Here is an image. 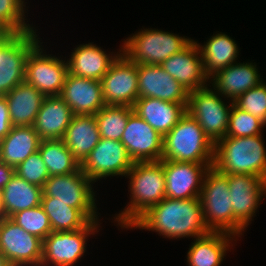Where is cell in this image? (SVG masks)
<instances>
[{
    "instance_id": "obj_1",
    "label": "cell",
    "mask_w": 266,
    "mask_h": 266,
    "mask_svg": "<svg viewBox=\"0 0 266 266\" xmlns=\"http://www.w3.org/2000/svg\"><path fill=\"white\" fill-rule=\"evenodd\" d=\"M129 228L154 231L168 239H195L212 232L206 225L200 198L177 200L166 197Z\"/></svg>"
},
{
    "instance_id": "obj_2",
    "label": "cell",
    "mask_w": 266,
    "mask_h": 266,
    "mask_svg": "<svg viewBox=\"0 0 266 266\" xmlns=\"http://www.w3.org/2000/svg\"><path fill=\"white\" fill-rule=\"evenodd\" d=\"M129 178L130 202L115 216L117 226L129 227L149 208L161 202L165 196L164 160L134 162L127 172Z\"/></svg>"
},
{
    "instance_id": "obj_3",
    "label": "cell",
    "mask_w": 266,
    "mask_h": 266,
    "mask_svg": "<svg viewBox=\"0 0 266 266\" xmlns=\"http://www.w3.org/2000/svg\"><path fill=\"white\" fill-rule=\"evenodd\" d=\"M262 134L225 136L214 146L213 167L222 174H247L266 181V148Z\"/></svg>"
},
{
    "instance_id": "obj_4",
    "label": "cell",
    "mask_w": 266,
    "mask_h": 266,
    "mask_svg": "<svg viewBox=\"0 0 266 266\" xmlns=\"http://www.w3.org/2000/svg\"><path fill=\"white\" fill-rule=\"evenodd\" d=\"M214 146L199 123L186 112L163 137L162 160L213 163Z\"/></svg>"
},
{
    "instance_id": "obj_5",
    "label": "cell",
    "mask_w": 266,
    "mask_h": 266,
    "mask_svg": "<svg viewBox=\"0 0 266 266\" xmlns=\"http://www.w3.org/2000/svg\"><path fill=\"white\" fill-rule=\"evenodd\" d=\"M194 39L158 29L146 28L130 35L121 45L122 53L132 62L161 65L170 56L185 49Z\"/></svg>"
},
{
    "instance_id": "obj_6",
    "label": "cell",
    "mask_w": 266,
    "mask_h": 266,
    "mask_svg": "<svg viewBox=\"0 0 266 266\" xmlns=\"http://www.w3.org/2000/svg\"><path fill=\"white\" fill-rule=\"evenodd\" d=\"M36 30L23 34L0 31V96L25 81L26 58L40 42Z\"/></svg>"
},
{
    "instance_id": "obj_7",
    "label": "cell",
    "mask_w": 266,
    "mask_h": 266,
    "mask_svg": "<svg viewBox=\"0 0 266 266\" xmlns=\"http://www.w3.org/2000/svg\"><path fill=\"white\" fill-rule=\"evenodd\" d=\"M92 184L80 168L74 173L49 177L42 188V197H55L77 208L89 221H100Z\"/></svg>"
},
{
    "instance_id": "obj_8",
    "label": "cell",
    "mask_w": 266,
    "mask_h": 266,
    "mask_svg": "<svg viewBox=\"0 0 266 266\" xmlns=\"http://www.w3.org/2000/svg\"><path fill=\"white\" fill-rule=\"evenodd\" d=\"M227 177L210 167L205 174L200 200L206 225L212 232L233 234V207Z\"/></svg>"
},
{
    "instance_id": "obj_9",
    "label": "cell",
    "mask_w": 266,
    "mask_h": 266,
    "mask_svg": "<svg viewBox=\"0 0 266 266\" xmlns=\"http://www.w3.org/2000/svg\"><path fill=\"white\" fill-rule=\"evenodd\" d=\"M214 90V91H213ZM221 95L212 88L202 87L189 92L186 112L189 113L215 144L226 136L229 113L233 101L227 105Z\"/></svg>"
},
{
    "instance_id": "obj_10",
    "label": "cell",
    "mask_w": 266,
    "mask_h": 266,
    "mask_svg": "<svg viewBox=\"0 0 266 266\" xmlns=\"http://www.w3.org/2000/svg\"><path fill=\"white\" fill-rule=\"evenodd\" d=\"M99 223L90 221L79 230L51 232L43 240L40 266H73L87 251V238L99 232Z\"/></svg>"
},
{
    "instance_id": "obj_11",
    "label": "cell",
    "mask_w": 266,
    "mask_h": 266,
    "mask_svg": "<svg viewBox=\"0 0 266 266\" xmlns=\"http://www.w3.org/2000/svg\"><path fill=\"white\" fill-rule=\"evenodd\" d=\"M228 179L233 207V235L242 236L261 204L266 181L247 174H224Z\"/></svg>"
},
{
    "instance_id": "obj_12",
    "label": "cell",
    "mask_w": 266,
    "mask_h": 266,
    "mask_svg": "<svg viewBox=\"0 0 266 266\" xmlns=\"http://www.w3.org/2000/svg\"><path fill=\"white\" fill-rule=\"evenodd\" d=\"M39 42L28 54L25 64V82L44 96H59L68 74L67 61L44 54Z\"/></svg>"
},
{
    "instance_id": "obj_13",
    "label": "cell",
    "mask_w": 266,
    "mask_h": 266,
    "mask_svg": "<svg viewBox=\"0 0 266 266\" xmlns=\"http://www.w3.org/2000/svg\"><path fill=\"white\" fill-rule=\"evenodd\" d=\"M43 240L9 217L0 220V252L11 266H40Z\"/></svg>"
},
{
    "instance_id": "obj_14",
    "label": "cell",
    "mask_w": 266,
    "mask_h": 266,
    "mask_svg": "<svg viewBox=\"0 0 266 266\" xmlns=\"http://www.w3.org/2000/svg\"><path fill=\"white\" fill-rule=\"evenodd\" d=\"M133 163L121 141L101 138L81 164V170L95 183L109 176L126 177Z\"/></svg>"
},
{
    "instance_id": "obj_15",
    "label": "cell",
    "mask_w": 266,
    "mask_h": 266,
    "mask_svg": "<svg viewBox=\"0 0 266 266\" xmlns=\"http://www.w3.org/2000/svg\"><path fill=\"white\" fill-rule=\"evenodd\" d=\"M101 83L106 105L132 107L138 99L137 63L121 53L102 77Z\"/></svg>"
},
{
    "instance_id": "obj_16",
    "label": "cell",
    "mask_w": 266,
    "mask_h": 266,
    "mask_svg": "<svg viewBox=\"0 0 266 266\" xmlns=\"http://www.w3.org/2000/svg\"><path fill=\"white\" fill-rule=\"evenodd\" d=\"M121 142L133 162L162 160L163 137L133 111L129 114Z\"/></svg>"
},
{
    "instance_id": "obj_17",
    "label": "cell",
    "mask_w": 266,
    "mask_h": 266,
    "mask_svg": "<svg viewBox=\"0 0 266 266\" xmlns=\"http://www.w3.org/2000/svg\"><path fill=\"white\" fill-rule=\"evenodd\" d=\"M213 163L164 160L165 196L171 199L200 198L203 180Z\"/></svg>"
},
{
    "instance_id": "obj_18",
    "label": "cell",
    "mask_w": 266,
    "mask_h": 266,
    "mask_svg": "<svg viewBox=\"0 0 266 266\" xmlns=\"http://www.w3.org/2000/svg\"><path fill=\"white\" fill-rule=\"evenodd\" d=\"M138 98L150 97L172 103H188L189 91L161 65L137 64Z\"/></svg>"
},
{
    "instance_id": "obj_19",
    "label": "cell",
    "mask_w": 266,
    "mask_h": 266,
    "mask_svg": "<svg viewBox=\"0 0 266 266\" xmlns=\"http://www.w3.org/2000/svg\"><path fill=\"white\" fill-rule=\"evenodd\" d=\"M161 66L189 92L209 86V77L204 71L200 49L195 40L166 59Z\"/></svg>"
},
{
    "instance_id": "obj_20",
    "label": "cell",
    "mask_w": 266,
    "mask_h": 266,
    "mask_svg": "<svg viewBox=\"0 0 266 266\" xmlns=\"http://www.w3.org/2000/svg\"><path fill=\"white\" fill-rule=\"evenodd\" d=\"M74 115H95L106 104L100 80L67 74L59 95Z\"/></svg>"
},
{
    "instance_id": "obj_21",
    "label": "cell",
    "mask_w": 266,
    "mask_h": 266,
    "mask_svg": "<svg viewBox=\"0 0 266 266\" xmlns=\"http://www.w3.org/2000/svg\"><path fill=\"white\" fill-rule=\"evenodd\" d=\"M259 72L255 62H235L212 75L209 78L210 87L222 98L234 102L243 93L264 81Z\"/></svg>"
},
{
    "instance_id": "obj_22",
    "label": "cell",
    "mask_w": 266,
    "mask_h": 266,
    "mask_svg": "<svg viewBox=\"0 0 266 266\" xmlns=\"http://www.w3.org/2000/svg\"><path fill=\"white\" fill-rule=\"evenodd\" d=\"M72 51L70 58L67 59L68 73L100 81L111 64L122 53V49H119L117 54H107L93 42L80 44Z\"/></svg>"
},
{
    "instance_id": "obj_23",
    "label": "cell",
    "mask_w": 266,
    "mask_h": 266,
    "mask_svg": "<svg viewBox=\"0 0 266 266\" xmlns=\"http://www.w3.org/2000/svg\"><path fill=\"white\" fill-rule=\"evenodd\" d=\"M188 103H172L156 98H138L132 106L133 112L146 121L164 137L186 113Z\"/></svg>"
},
{
    "instance_id": "obj_24",
    "label": "cell",
    "mask_w": 266,
    "mask_h": 266,
    "mask_svg": "<svg viewBox=\"0 0 266 266\" xmlns=\"http://www.w3.org/2000/svg\"><path fill=\"white\" fill-rule=\"evenodd\" d=\"M73 116L60 96H45L33 127L41 140L62 139Z\"/></svg>"
},
{
    "instance_id": "obj_25",
    "label": "cell",
    "mask_w": 266,
    "mask_h": 266,
    "mask_svg": "<svg viewBox=\"0 0 266 266\" xmlns=\"http://www.w3.org/2000/svg\"><path fill=\"white\" fill-rule=\"evenodd\" d=\"M237 239L226 232H211L195 238L187 252L188 266H220L227 255L226 251Z\"/></svg>"
},
{
    "instance_id": "obj_26",
    "label": "cell",
    "mask_w": 266,
    "mask_h": 266,
    "mask_svg": "<svg viewBox=\"0 0 266 266\" xmlns=\"http://www.w3.org/2000/svg\"><path fill=\"white\" fill-rule=\"evenodd\" d=\"M100 139L95 115H74L62 141L81 165Z\"/></svg>"
},
{
    "instance_id": "obj_27",
    "label": "cell",
    "mask_w": 266,
    "mask_h": 266,
    "mask_svg": "<svg viewBox=\"0 0 266 266\" xmlns=\"http://www.w3.org/2000/svg\"><path fill=\"white\" fill-rule=\"evenodd\" d=\"M4 97L7 100L13 126H33L45 96L25 81Z\"/></svg>"
},
{
    "instance_id": "obj_28",
    "label": "cell",
    "mask_w": 266,
    "mask_h": 266,
    "mask_svg": "<svg viewBox=\"0 0 266 266\" xmlns=\"http://www.w3.org/2000/svg\"><path fill=\"white\" fill-rule=\"evenodd\" d=\"M40 142L33 126H13L0 140V161L15 168L39 150Z\"/></svg>"
},
{
    "instance_id": "obj_29",
    "label": "cell",
    "mask_w": 266,
    "mask_h": 266,
    "mask_svg": "<svg viewBox=\"0 0 266 266\" xmlns=\"http://www.w3.org/2000/svg\"><path fill=\"white\" fill-rule=\"evenodd\" d=\"M206 75L210 78L217 71L237 62L239 48L234 39L226 33L213 34L204 45L196 41Z\"/></svg>"
},
{
    "instance_id": "obj_30",
    "label": "cell",
    "mask_w": 266,
    "mask_h": 266,
    "mask_svg": "<svg viewBox=\"0 0 266 266\" xmlns=\"http://www.w3.org/2000/svg\"><path fill=\"white\" fill-rule=\"evenodd\" d=\"M5 217L41 205L42 188L14 174L2 189Z\"/></svg>"
},
{
    "instance_id": "obj_31",
    "label": "cell",
    "mask_w": 266,
    "mask_h": 266,
    "mask_svg": "<svg viewBox=\"0 0 266 266\" xmlns=\"http://www.w3.org/2000/svg\"><path fill=\"white\" fill-rule=\"evenodd\" d=\"M39 152L47 167L49 177L74 173L81 168L62 139L41 140Z\"/></svg>"
},
{
    "instance_id": "obj_32",
    "label": "cell",
    "mask_w": 266,
    "mask_h": 266,
    "mask_svg": "<svg viewBox=\"0 0 266 266\" xmlns=\"http://www.w3.org/2000/svg\"><path fill=\"white\" fill-rule=\"evenodd\" d=\"M41 206L55 232L79 230L90 222L77 208L67 206L55 197H41Z\"/></svg>"
},
{
    "instance_id": "obj_33",
    "label": "cell",
    "mask_w": 266,
    "mask_h": 266,
    "mask_svg": "<svg viewBox=\"0 0 266 266\" xmlns=\"http://www.w3.org/2000/svg\"><path fill=\"white\" fill-rule=\"evenodd\" d=\"M132 111L129 106L105 105L101 108L95 114L101 138L121 141Z\"/></svg>"
},
{
    "instance_id": "obj_34",
    "label": "cell",
    "mask_w": 266,
    "mask_h": 266,
    "mask_svg": "<svg viewBox=\"0 0 266 266\" xmlns=\"http://www.w3.org/2000/svg\"><path fill=\"white\" fill-rule=\"evenodd\" d=\"M26 3L25 0H0V31L23 34L35 29L25 21Z\"/></svg>"
},
{
    "instance_id": "obj_35",
    "label": "cell",
    "mask_w": 266,
    "mask_h": 266,
    "mask_svg": "<svg viewBox=\"0 0 266 266\" xmlns=\"http://www.w3.org/2000/svg\"><path fill=\"white\" fill-rule=\"evenodd\" d=\"M9 218L28 233L42 240L53 232L50 220L41 205L19 211Z\"/></svg>"
},
{
    "instance_id": "obj_36",
    "label": "cell",
    "mask_w": 266,
    "mask_h": 266,
    "mask_svg": "<svg viewBox=\"0 0 266 266\" xmlns=\"http://www.w3.org/2000/svg\"><path fill=\"white\" fill-rule=\"evenodd\" d=\"M266 124L259 118L232 104L226 136L249 137L262 134Z\"/></svg>"
},
{
    "instance_id": "obj_37",
    "label": "cell",
    "mask_w": 266,
    "mask_h": 266,
    "mask_svg": "<svg viewBox=\"0 0 266 266\" xmlns=\"http://www.w3.org/2000/svg\"><path fill=\"white\" fill-rule=\"evenodd\" d=\"M233 103L266 124V83L264 81L243 93Z\"/></svg>"
},
{
    "instance_id": "obj_38",
    "label": "cell",
    "mask_w": 266,
    "mask_h": 266,
    "mask_svg": "<svg viewBox=\"0 0 266 266\" xmlns=\"http://www.w3.org/2000/svg\"><path fill=\"white\" fill-rule=\"evenodd\" d=\"M15 174L25 181L43 188L49 178L47 167L38 151L31 154L26 160L15 167Z\"/></svg>"
},
{
    "instance_id": "obj_39",
    "label": "cell",
    "mask_w": 266,
    "mask_h": 266,
    "mask_svg": "<svg viewBox=\"0 0 266 266\" xmlns=\"http://www.w3.org/2000/svg\"><path fill=\"white\" fill-rule=\"evenodd\" d=\"M12 127L7 100L0 96V140L9 134Z\"/></svg>"
},
{
    "instance_id": "obj_40",
    "label": "cell",
    "mask_w": 266,
    "mask_h": 266,
    "mask_svg": "<svg viewBox=\"0 0 266 266\" xmlns=\"http://www.w3.org/2000/svg\"><path fill=\"white\" fill-rule=\"evenodd\" d=\"M15 174V168L7 165L0 161V188L3 189L4 186L11 180Z\"/></svg>"
},
{
    "instance_id": "obj_41",
    "label": "cell",
    "mask_w": 266,
    "mask_h": 266,
    "mask_svg": "<svg viewBox=\"0 0 266 266\" xmlns=\"http://www.w3.org/2000/svg\"><path fill=\"white\" fill-rule=\"evenodd\" d=\"M5 218V209L3 205V193L2 189L0 188V220Z\"/></svg>"
},
{
    "instance_id": "obj_42",
    "label": "cell",
    "mask_w": 266,
    "mask_h": 266,
    "mask_svg": "<svg viewBox=\"0 0 266 266\" xmlns=\"http://www.w3.org/2000/svg\"><path fill=\"white\" fill-rule=\"evenodd\" d=\"M0 266H11L6 257L0 252Z\"/></svg>"
},
{
    "instance_id": "obj_43",
    "label": "cell",
    "mask_w": 266,
    "mask_h": 266,
    "mask_svg": "<svg viewBox=\"0 0 266 266\" xmlns=\"http://www.w3.org/2000/svg\"><path fill=\"white\" fill-rule=\"evenodd\" d=\"M263 197H266V188L264 190Z\"/></svg>"
}]
</instances>
